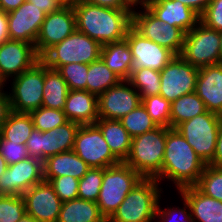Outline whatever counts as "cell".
Returning a JSON list of instances; mask_svg holds the SVG:
<instances>
[{"label": "cell", "instance_id": "obj_1", "mask_svg": "<svg viewBox=\"0 0 222 222\" xmlns=\"http://www.w3.org/2000/svg\"><path fill=\"white\" fill-rule=\"evenodd\" d=\"M76 30L101 45L123 40L132 27L133 10H117L75 0Z\"/></svg>", "mask_w": 222, "mask_h": 222}, {"label": "cell", "instance_id": "obj_2", "mask_svg": "<svg viewBox=\"0 0 222 222\" xmlns=\"http://www.w3.org/2000/svg\"><path fill=\"white\" fill-rule=\"evenodd\" d=\"M205 162L196 154L192 146L175 128L167 132L165 152L161 173L156 177L158 181H172L177 190L188 186H195L203 170Z\"/></svg>", "mask_w": 222, "mask_h": 222}, {"label": "cell", "instance_id": "obj_3", "mask_svg": "<svg viewBox=\"0 0 222 222\" xmlns=\"http://www.w3.org/2000/svg\"><path fill=\"white\" fill-rule=\"evenodd\" d=\"M169 127L158 126L131 141L130 152L124 163L143 178H156L162 169Z\"/></svg>", "mask_w": 222, "mask_h": 222}, {"label": "cell", "instance_id": "obj_4", "mask_svg": "<svg viewBox=\"0 0 222 222\" xmlns=\"http://www.w3.org/2000/svg\"><path fill=\"white\" fill-rule=\"evenodd\" d=\"M156 178H142L107 222H152L162 188Z\"/></svg>", "mask_w": 222, "mask_h": 222}, {"label": "cell", "instance_id": "obj_5", "mask_svg": "<svg viewBox=\"0 0 222 222\" xmlns=\"http://www.w3.org/2000/svg\"><path fill=\"white\" fill-rule=\"evenodd\" d=\"M142 178L124 162L103 168V182L96 203L106 220L113 215L127 194Z\"/></svg>", "mask_w": 222, "mask_h": 222}, {"label": "cell", "instance_id": "obj_6", "mask_svg": "<svg viewBox=\"0 0 222 222\" xmlns=\"http://www.w3.org/2000/svg\"><path fill=\"white\" fill-rule=\"evenodd\" d=\"M102 45L75 30L63 41L51 47L41 60L47 67L57 70L60 66L69 63L90 64L100 58Z\"/></svg>", "mask_w": 222, "mask_h": 222}, {"label": "cell", "instance_id": "obj_7", "mask_svg": "<svg viewBox=\"0 0 222 222\" xmlns=\"http://www.w3.org/2000/svg\"><path fill=\"white\" fill-rule=\"evenodd\" d=\"M221 123V115L206 111L180 123L175 129L180 132L196 154L207 165L215 156L216 142Z\"/></svg>", "mask_w": 222, "mask_h": 222}, {"label": "cell", "instance_id": "obj_8", "mask_svg": "<svg viewBox=\"0 0 222 222\" xmlns=\"http://www.w3.org/2000/svg\"><path fill=\"white\" fill-rule=\"evenodd\" d=\"M45 63L40 59L19 76L11 78V93H8L11 110L29 113L42 106L44 93Z\"/></svg>", "mask_w": 222, "mask_h": 222}, {"label": "cell", "instance_id": "obj_9", "mask_svg": "<svg viewBox=\"0 0 222 222\" xmlns=\"http://www.w3.org/2000/svg\"><path fill=\"white\" fill-rule=\"evenodd\" d=\"M220 32L199 22L185 34L180 56L192 66L202 68L220 63Z\"/></svg>", "mask_w": 222, "mask_h": 222}, {"label": "cell", "instance_id": "obj_10", "mask_svg": "<svg viewBox=\"0 0 222 222\" xmlns=\"http://www.w3.org/2000/svg\"><path fill=\"white\" fill-rule=\"evenodd\" d=\"M79 127L80 124L68 120L48 131L41 132L34 128L26 142L28 154L45 161L50 156L71 151Z\"/></svg>", "mask_w": 222, "mask_h": 222}, {"label": "cell", "instance_id": "obj_11", "mask_svg": "<svg viewBox=\"0 0 222 222\" xmlns=\"http://www.w3.org/2000/svg\"><path fill=\"white\" fill-rule=\"evenodd\" d=\"M135 10L133 8L132 27L143 37L169 49L176 56H180L185 33L178 27L159 20L145 6L141 7L143 10L141 12Z\"/></svg>", "mask_w": 222, "mask_h": 222}, {"label": "cell", "instance_id": "obj_12", "mask_svg": "<svg viewBox=\"0 0 222 222\" xmlns=\"http://www.w3.org/2000/svg\"><path fill=\"white\" fill-rule=\"evenodd\" d=\"M90 168H107L120 163L112 154L96 124L80 125L73 149Z\"/></svg>", "mask_w": 222, "mask_h": 222}, {"label": "cell", "instance_id": "obj_13", "mask_svg": "<svg viewBox=\"0 0 222 222\" xmlns=\"http://www.w3.org/2000/svg\"><path fill=\"white\" fill-rule=\"evenodd\" d=\"M199 68L192 66L181 56H175L161 71L160 93L172 102L183 95L195 92Z\"/></svg>", "mask_w": 222, "mask_h": 222}, {"label": "cell", "instance_id": "obj_14", "mask_svg": "<svg viewBox=\"0 0 222 222\" xmlns=\"http://www.w3.org/2000/svg\"><path fill=\"white\" fill-rule=\"evenodd\" d=\"M76 30V16L73 5H63L57 11L46 14L35 49L41 58L51 47L63 41Z\"/></svg>", "mask_w": 222, "mask_h": 222}, {"label": "cell", "instance_id": "obj_15", "mask_svg": "<svg viewBox=\"0 0 222 222\" xmlns=\"http://www.w3.org/2000/svg\"><path fill=\"white\" fill-rule=\"evenodd\" d=\"M44 180L43 161L29 157L9 165L0 176V194L22 196L28 189Z\"/></svg>", "mask_w": 222, "mask_h": 222}, {"label": "cell", "instance_id": "obj_16", "mask_svg": "<svg viewBox=\"0 0 222 222\" xmlns=\"http://www.w3.org/2000/svg\"><path fill=\"white\" fill-rule=\"evenodd\" d=\"M142 104L139 93L128 80H121L98 96L99 119L120 120Z\"/></svg>", "mask_w": 222, "mask_h": 222}, {"label": "cell", "instance_id": "obj_17", "mask_svg": "<svg viewBox=\"0 0 222 222\" xmlns=\"http://www.w3.org/2000/svg\"><path fill=\"white\" fill-rule=\"evenodd\" d=\"M125 39L133 58L132 72L140 68L161 71L176 56L169 49L143 37L133 27Z\"/></svg>", "mask_w": 222, "mask_h": 222}, {"label": "cell", "instance_id": "obj_18", "mask_svg": "<svg viewBox=\"0 0 222 222\" xmlns=\"http://www.w3.org/2000/svg\"><path fill=\"white\" fill-rule=\"evenodd\" d=\"M22 198L25 201L26 214L38 222H57L63 202L49 181L43 180L32 186Z\"/></svg>", "mask_w": 222, "mask_h": 222}, {"label": "cell", "instance_id": "obj_19", "mask_svg": "<svg viewBox=\"0 0 222 222\" xmlns=\"http://www.w3.org/2000/svg\"><path fill=\"white\" fill-rule=\"evenodd\" d=\"M40 59L34 45L9 39L0 45V76L6 82L31 68Z\"/></svg>", "mask_w": 222, "mask_h": 222}, {"label": "cell", "instance_id": "obj_20", "mask_svg": "<svg viewBox=\"0 0 222 222\" xmlns=\"http://www.w3.org/2000/svg\"><path fill=\"white\" fill-rule=\"evenodd\" d=\"M45 17V12L25 1L16 10L7 13L9 38L25 41L35 46Z\"/></svg>", "mask_w": 222, "mask_h": 222}, {"label": "cell", "instance_id": "obj_21", "mask_svg": "<svg viewBox=\"0 0 222 222\" xmlns=\"http://www.w3.org/2000/svg\"><path fill=\"white\" fill-rule=\"evenodd\" d=\"M145 7L159 20L178 27L185 34L200 22V16L179 0H147Z\"/></svg>", "mask_w": 222, "mask_h": 222}, {"label": "cell", "instance_id": "obj_22", "mask_svg": "<svg viewBox=\"0 0 222 222\" xmlns=\"http://www.w3.org/2000/svg\"><path fill=\"white\" fill-rule=\"evenodd\" d=\"M195 93L207 111L222 116V63L199 68Z\"/></svg>", "mask_w": 222, "mask_h": 222}, {"label": "cell", "instance_id": "obj_23", "mask_svg": "<svg viewBox=\"0 0 222 222\" xmlns=\"http://www.w3.org/2000/svg\"><path fill=\"white\" fill-rule=\"evenodd\" d=\"M63 112L71 122L80 125L95 124L99 119L98 96L86 90H70Z\"/></svg>", "mask_w": 222, "mask_h": 222}, {"label": "cell", "instance_id": "obj_24", "mask_svg": "<svg viewBox=\"0 0 222 222\" xmlns=\"http://www.w3.org/2000/svg\"><path fill=\"white\" fill-rule=\"evenodd\" d=\"M189 204L191 216L196 222H222V202L202 193L196 186L178 190Z\"/></svg>", "mask_w": 222, "mask_h": 222}, {"label": "cell", "instance_id": "obj_25", "mask_svg": "<svg viewBox=\"0 0 222 222\" xmlns=\"http://www.w3.org/2000/svg\"><path fill=\"white\" fill-rule=\"evenodd\" d=\"M44 177L72 176L81 179L90 167L73 150L48 157L43 161Z\"/></svg>", "mask_w": 222, "mask_h": 222}, {"label": "cell", "instance_id": "obj_26", "mask_svg": "<svg viewBox=\"0 0 222 222\" xmlns=\"http://www.w3.org/2000/svg\"><path fill=\"white\" fill-rule=\"evenodd\" d=\"M100 58L121 80L130 78L133 58L126 39L102 45Z\"/></svg>", "mask_w": 222, "mask_h": 222}, {"label": "cell", "instance_id": "obj_27", "mask_svg": "<svg viewBox=\"0 0 222 222\" xmlns=\"http://www.w3.org/2000/svg\"><path fill=\"white\" fill-rule=\"evenodd\" d=\"M95 124L100 128L112 154L120 162H124L130 152L132 137L121 122L119 120L98 119Z\"/></svg>", "mask_w": 222, "mask_h": 222}, {"label": "cell", "instance_id": "obj_28", "mask_svg": "<svg viewBox=\"0 0 222 222\" xmlns=\"http://www.w3.org/2000/svg\"><path fill=\"white\" fill-rule=\"evenodd\" d=\"M57 222H107L96 202L76 198L64 201Z\"/></svg>", "mask_w": 222, "mask_h": 222}, {"label": "cell", "instance_id": "obj_29", "mask_svg": "<svg viewBox=\"0 0 222 222\" xmlns=\"http://www.w3.org/2000/svg\"><path fill=\"white\" fill-rule=\"evenodd\" d=\"M69 91V87L60 73L45 64L42 106L63 111Z\"/></svg>", "mask_w": 222, "mask_h": 222}, {"label": "cell", "instance_id": "obj_30", "mask_svg": "<svg viewBox=\"0 0 222 222\" xmlns=\"http://www.w3.org/2000/svg\"><path fill=\"white\" fill-rule=\"evenodd\" d=\"M33 129L34 125L29 113H15L12 111L7 121L0 128V138L26 145Z\"/></svg>", "mask_w": 222, "mask_h": 222}, {"label": "cell", "instance_id": "obj_31", "mask_svg": "<svg viewBox=\"0 0 222 222\" xmlns=\"http://www.w3.org/2000/svg\"><path fill=\"white\" fill-rule=\"evenodd\" d=\"M207 111L204 102L193 92L171 102V128Z\"/></svg>", "mask_w": 222, "mask_h": 222}, {"label": "cell", "instance_id": "obj_32", "mask_svg": "<svg viewBox=\"0 0 222 222\" xmlns=\"http://www.w3.org/2000/svg\"><path fill=\"white\" fill-rule=\"evenodd\" d=\"M87 78V91L97 96L121 81L101 58L89 64Z\"/></svg>", "mask_w": 222, "mask_h": 222}, {"label": "cell", "instance_id": "obj_33", "mask_svg": "<svg viewBox=\"0 0 222 222\" xmlns=\"http://www.w3.org/2000/svg\"><path fill=\"white\" fill-rule=\"evenodd\" d=\"M128 81L132 84L141 98L159 95L161 80L160 71L150 68H140L131 73Z\"/></svg>", "mask_w": 222, "mask_h": 222}, {"label": "cell", "instance_id": "obj_34", "mask_svg": "<svg viewBox=\"0 0 222 222\" xmlns=\"http://www.w3.org/2000/svg\"><path fill=\"white\" fill-rule=\"evenodd\" d=\"M133 138L158 127L141 104L119 120Z\"/></svg>", "mask_w": 222, "mask_h": 222}, {"label": "cell", "instance_id": "obj_35", "mask_svg": "<svg viewBox=\"0 0 222 222\" xmlns=\"http://www.w3.org/2000/svg\"><path fill=\"white\" fill-rule=\"evenodd\" d=\"M142 105L157 126L171 128V102L161 95H154L141 98Z\"/></svg>", "mask_w": 222, "mask_h": 222}, {"label": "cell", "instance_id": "obj_36", "mask_svg": "<svg viewBox=\"0 0 222 222\" xmlns=\"http://www.w3.org/2000/svg\"><path fill=\"white\" fill-rule=\"evenodd\" d=\"M195 186L205 195L222 202V169L207 164Z\"/></svg>", "mask_w": 222, "mask_h": 222}, {"label": "cell", "instance_id": "obj_37", "mask_svg": "<svg viewBox=\"0 0 222 222\" xmlns=\"http://www.w3.org/2000/svg\"><path fill=\"white\" fill-rule=\"evenodd\" d=\"M29 115L32 118L34 128L41 132L54 129L68 121L63 111L43 106L29 112Z\"/></svg>", "mask_w": 222, "mask_h": 222}, {"label": "cell", "instance_id": "obj_38", "mask_svg": "<svg viewBox=\"0 0 222 222\" xmlns=\"http://www.w3.org/2000/svg\"><path fill=\"white\" fill-rule=\"evenodd\" d=\"M103 182V168H90L79 179L78 198L97 202Z\"/></svg>", "mask_w": 222, "mask_h": 222}, {"label": "cell", "instance_id": "obj_39", "mask_svg": "<svg viewBox=\"0 0 222 222\" xmlns=\"http://www.w3.org/2000/svg\"><path fill=\"white\" fill-rule=\"evenodd\" d=\"M89 64L69 63L60 66L57 71L66 81L69 90L87 91V71Z\"/></svg>", "mask_w": 222, "mask_h": 222}, {"label": "cell", "instance_id": "obj_40", "mask_svg": "<svg viewBox=\"0 0 222 222\" xmlns=\"http://www.w3.org/2000/svg\"><path fill=\"white\" fill-rule=\"evenodd\" d=\"M25 214V201L22 196H0V222H17Z\"/></svg>", "mask_w": 222, "mask_h": 222}, {"label": "cell", "instance_id": "obj_41", "mask_svg": "<svg viewBox=\"0 0 222 222\" xmlns=\"http://www.w3.org/2000/svg\"><path fill=\"white\" fill-rule=\"evenodd\" d=\"M62 202L78 198L79 179L72 176L44 177Z\"/></svg>", "mask_w": 222, "mask_h": 222}, {"label": "cell", "instance_id": "obj_42", "mask_svg": "<svg viewBox=\"0 0 222 222\" xmlns=\"http://www.w3.org/2000/svg\"><path fill=\"white\" fill-rule=\"evenodd\" d=\"M160 200H161V197L159 198V201H158V206H157V209H156V216H155V221L156 219L160 220L158 222H196L192 216H191V211H190V207H189V204L187 203V201L185 199L182 198L183 200V205L184 207H168L164 210L162 209V207L160 206ZM175 208V209H174ZM187 208V210H186ZM178 213V214H177ZM182 216L181 219L178 217L176 218L177 216ZM176 216V217H175ZM176 219V221H175Z\"/></svg>", "mask_w": 222, "mask_h": 222}, {"label": "cell", "instance_id": "obj_43", "mask_svg": "<svg viewBox=\"0 0 222 222\" xmlns=\"http://www.w3.org/2000/svg\"><path fill=\"white\" fill-rule=\"evenodd\" d=\"M0 153L8 166L30 157L25 144L6 141L0 138Z\"/></svg>", "mask_w": 222, "mask_h": 222}, {"label": "cell", "instance_id": "obj_44", "mask_svg": "<svg viewBox=\"0 0 222 222\" xmlns=\"http://www.w3.org/2000/svg\"><path fill=\"white\" fill-rule=\"evenodd\" d=\"M200 22L210 29L222 31V0H210L200 16Z\"/></svg>", "mask_w": 222, "mask_h": 222}, {"label": "cell", "instance_id": "obj_45", "mask_svg": "<svg viewBox=\"0 0 222 222\" xmlns=\"http://www.w3.org/2000/svg\"><path fill=\"white\" fill-rule=\"evenodd\" d=\"M87 3L117 10H133L125 0H82Z\"/></svg>", "mask_w": 222, "mask_h": 222}, {"label": "cell", "instance_id": "obj_46", "mask_svg": "<svg viewBox=\"0 0 222 222\" xmlns=\"http://www.w3.org/2000/svg\"><path fill=\"white\" fill-rule=\"evenodd\" d=\"M11 112L12 110L8 92L0 90V128L7 121V118Z\"/></svg>", "mask_w": 222, "mask_h": 222}, {"label": "cell", "instance_id": "obj_47", "mask_svg": "<svg viewBox=\"0 0 222 222\" xmlns=\"http://www.w3.org/2000/svg\"><path fill=\"white\" fill-rule=\"evenodd\" d=\"M40 8L46 14L57 11L63 5L58 0H26Z\"/></svg>", "mask_w": 222, "mask_h": 222}, {"label": "cell", "instance_id": "obj_48", "mask_svg": "<svg viewBox=\"0 0 222 222\" xmlns=\"http://www.w3.org/2000/svg\"><path fill=\"white\" fill-rule=\"evenodd\" d=\"M209 165L222 169V123L219 127V133L216 142L215 156Z\"/></svg>", "mask_w": 222, "mask_h": 222}, {"label": "cell", "instance_id": "obj_49", "mask_svg": "<svg viewBox=\"0 0 222 222\" xmlns=\"http://www.w3.org/2000/svg\"><path fill=\"white\" fill-rule=\"evenodd\" d=\"M178 1V0H176ZM182 2L185 6L191 8L193 11H195L199 16L203 14L206 7L210 3V0H179Z\"/></svg>", "mask_w": 222, "mask_h": 222}, {"label": "cell", "instance_id": "obj_50", "mask_svg": "<svg viewBox=\"0 0 222 222\" xmlns=\"http://www.w3.org/2000/svg\"><path fill=\"white\" fill-rule=\"evenodd\" d=\"M9 39L7 13L0 10V45Z\"/></svg>", "mask_w": 222, "mask_h": 222}, {"label": "cell", "instance_id": "obj_51", "mask_svg": "<svg viewBox=\"0 0 222 222\" xmlns=\"http://www.w3.org/2000/svg\"><path fill=\"white\" fill-rule=\"evenodd\" d=\"M26 0H0V10L9 13L16 10Z\"/></svg>", "mask_w": 222, "mask_h": 222}, {"label": "cell", "instance_id": "obj_52", "mask_svg": "<svg viewBox=\"0 0 222 222\" xmlns=\"http://www.w3.org/2000/svg\"><path fill=\"white\" fill-rule=\"evenodd\" d=\"M125 1L133 8H137L135 7L137 5L145 6L147 2V0H125Z\"/></svg>", "mask_w": 222, "mask_h": 222}, {"label": "cell", "instance_id": "obj_53", "mask_svg": "<svg viewBox=\"0 0 222 222\" xmlns=\"http://www.w3.org/2000/svg\"><path fill=\"white\" fill-rule=\"evenodd\" d=\"M8 167V164L6 162V160L2 157L1 153H0V176L4 174V172L6 171Z\"/></svg>", "mask_w": 222, "mask_h": 222}, {"label": "cell", "instance_id": "obj_54", "mask_svg": "<svg viewBox=\"0 0 222 222\" xmlns=\"http://www.w3.org/2000/svg\"><path fill=\"white\" fill-rule=\"evenodd\" d=\"M17 222H38L35 218L32 216L25 214L20 220Z\"/></svg>", "mask_w": 222, "mask_h": 222}, {"label": "cell", "instance_id": "obj_55", "mask_svg": "<svg viewBox=\"0 0 222 222\" xmlns=\"http://www.w3.org/2000/svg\"><path fill=\"white\" fill-rule=\"evenodd\" d=\"M62 5H70L72 4L75 0H58Z\"/></svg>", "mask_w": 222, "mask_h": 222}, {"label": "cell", "instance_id": "obj_56", "mask_svg": "<svg viewBox=\"0 0 222 222\" xmlns=\"http://www.w3.org/2000/svg\"><path fill=\"white\" fill-rule=\"evenodd\" d=\"M220 37H221V41H220V63H222V31H220Z\"/></svg>", "mask_w": 222, "mask_h": 222}, {"label": "cell", "instance_id": "obj_57", "mask_svg": "<svg viewBox=\"0 0 222 222\" xmlns=\"http://www.w3.org/2000/svg\"><path fill=\"white\" fill-rule=\"evenodd\" d=\"M6 83H7V82H5V81L3 80V78L0 76V90H3V88H5L4 85H5Z\"/></svg>", "mask_w": 222, "mask_h": 222}]
</instances>
